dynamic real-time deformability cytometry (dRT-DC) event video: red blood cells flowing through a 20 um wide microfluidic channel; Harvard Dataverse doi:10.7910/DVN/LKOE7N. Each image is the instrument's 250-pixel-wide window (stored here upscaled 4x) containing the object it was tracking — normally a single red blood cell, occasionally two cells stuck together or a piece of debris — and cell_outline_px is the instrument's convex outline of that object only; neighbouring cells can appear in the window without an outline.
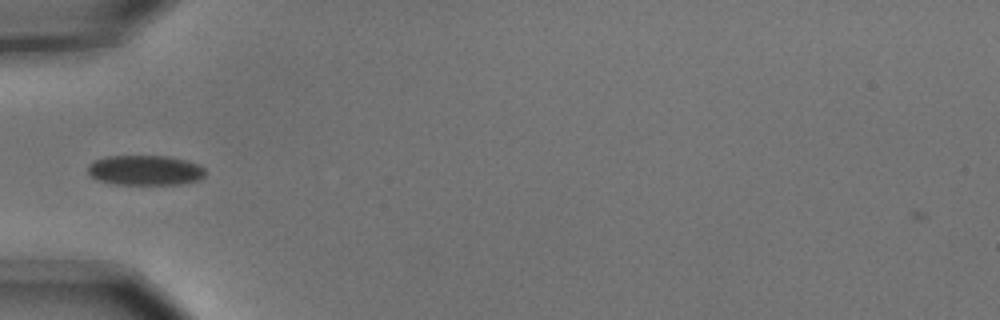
{"species": "common noctule bat (a hibernating species)", "species_latin": "Nyctalus noctula", "temperature_condition": "cold", "stored_images_in_passage": 9, "camera_frame_rate_fps": 3000, "um_per_image_px": 0.085, "animal": {"sex": "male", "body_mass_g": 15.6}, "frame": {"image": 1, "passage_image": 4, "time_ms": 1.0, "image_size_px": [1000, 320], "cell_outline_px": [[208, 172], [200, 180], [180, 184], [116, 184], [100, 180], [92, 176], [88, 172], [88, 164], [92, 160], [108, 156], [164, 156], [184, 160], [200, 164]], "centroid_in_image_um": [12.37, 14.47], "position_along_channel_um": 72.6, "area_um2": 20.58}}
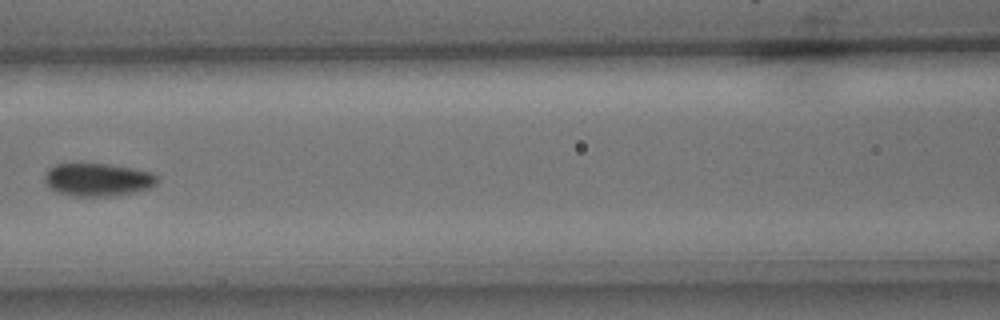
{"frame": {"image": 2, "passage_image": 6, "time_ms": 1.667, "image_size_px": [1000, 320], "cell_outline_px": [[160, 180], [152, 188], [116, 196], [72, 196], [60, 192], [52, 188], [44, 180], [44, 176], [48, 168], [56, 164], [108, 164], [132, 168], [152, 172], [160, 176]], "centroid_in_image_um": [8.39, 15.27], "position_along_channel_um": 158.2, "area_um2": 21.73}}
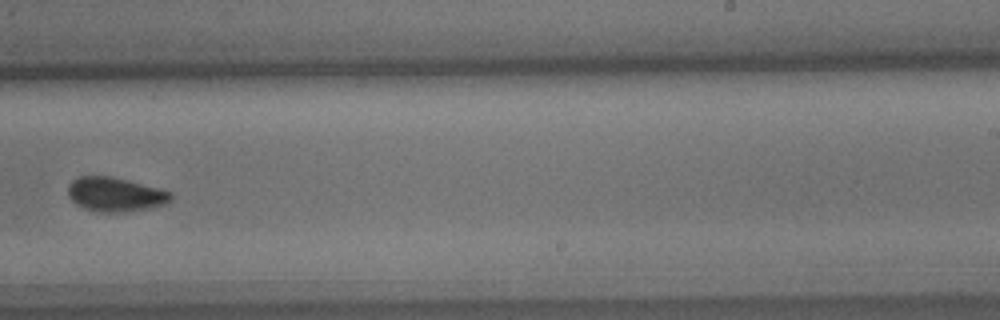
{"frame": {"image": 3, "passage_image": 9, "time_ms": 2.667, "image_size_px": [1000, 320], "cell_outline_px": [[172, 200], [168, 204], [148, 208], [120, 212], [104, 212], [84, 208], [76, 204], [68, 196], [68, 184], [76, 176], [112, 176], [164, 188], [172, 192]], "centroid_in_image_um": [9.84, 16.5], "position_along_channel_um": 279.2, "area_um2": 20.87}}